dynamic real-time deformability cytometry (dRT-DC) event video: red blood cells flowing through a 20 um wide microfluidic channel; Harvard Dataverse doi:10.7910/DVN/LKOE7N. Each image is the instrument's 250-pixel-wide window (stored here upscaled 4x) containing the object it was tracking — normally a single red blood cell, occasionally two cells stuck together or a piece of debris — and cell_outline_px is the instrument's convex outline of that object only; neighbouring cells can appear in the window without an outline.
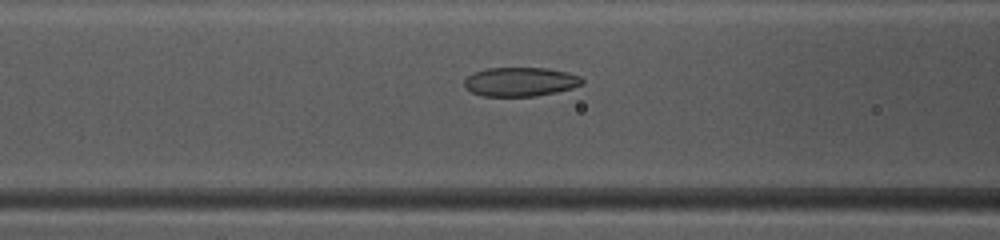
{"species": "common noctule bat (a hibernating species)", "species_latin": "Nyctalus noctula", "temperature_condition": "warm", "stored_images_in_passage": 48, "camera_frame_rate_fps": 3000, "um_per_image_px": 0.085, "animal": {"sex": "female", "body_mass_g": 10.0, "forearm_length_mm": 53.1}, "frame": {"image": 1, "passage_image": 20, "time_ms": 6.333, "image_size_px": [1000, 240], "cell_outline_px": [[584, 84], [572, 88], [556, 92], [536, 96], [484, 96], [472, 92], [464, 84], [464, 80], [472, 72], [488, 68], [548, 68], [568, 72], [580, 76], [584, 80]], "centroid_in_image_um": [44.26, 6.94], "position_along_channel_um": 122.3, "area_um2": 20.0}}
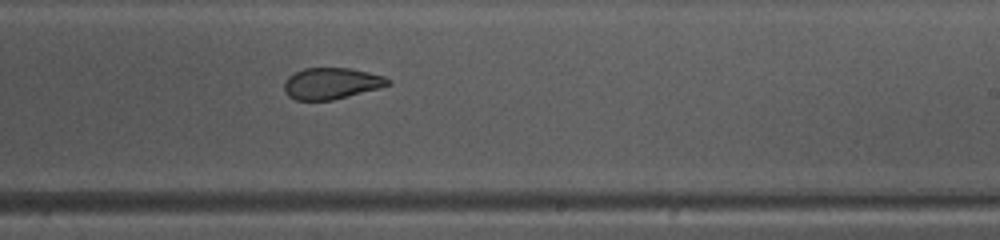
{"frame": {"image": 2, "passage_image": 30, "time_ms": 9.667, "image_size_px": [1000, 240], "cell_outline_px": [[392, 84], [332, 100], [296, 100], [288, 96], [284, 88], [284, 80], [288, 76], [304, 68], [352, 68], [384, 76]], "centroid_in_image_um": [28.13, 7.08], "position_along_channel_um": 260.9, "area_um2": 18.79}}
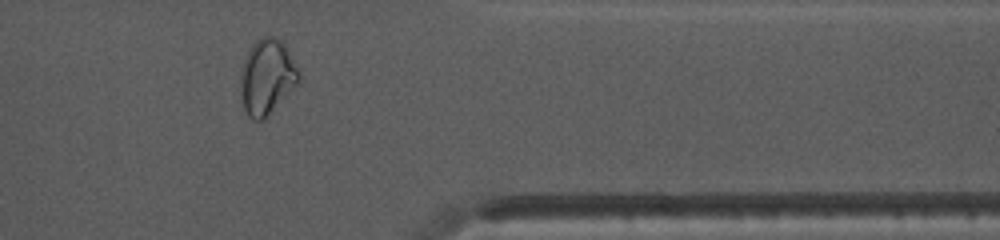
{"frame": {"image": 3, "passage_image": 40, "time_ms": 13.0, "image_size_px": [1000, 240], "cell_outline_px": [[300, 80], [264, 120], [252, 120], [248, 116], [244, 108], [240, 92], [240, 76], [244, 60], [252, 44], [256, 40], [264, 36], [276, 36], [284, 44], [300, 72]], "centroid_in_image_um": [22.68, 6.54], "position_along_channel_um": 388.7, "area_um2": 25.43}, "authors_computed_cell_mechanics": {"area_um2": 22.5998, "velocity_mm_per_s": 4.1423, "shape_relaxation_time_tau1_ms": 9.4309, "shape_relaxation_time_tau2_ms": 2.1919, "deformation_change_tau1": 0.2284, "deformation_change_tau2": 0.0461}}